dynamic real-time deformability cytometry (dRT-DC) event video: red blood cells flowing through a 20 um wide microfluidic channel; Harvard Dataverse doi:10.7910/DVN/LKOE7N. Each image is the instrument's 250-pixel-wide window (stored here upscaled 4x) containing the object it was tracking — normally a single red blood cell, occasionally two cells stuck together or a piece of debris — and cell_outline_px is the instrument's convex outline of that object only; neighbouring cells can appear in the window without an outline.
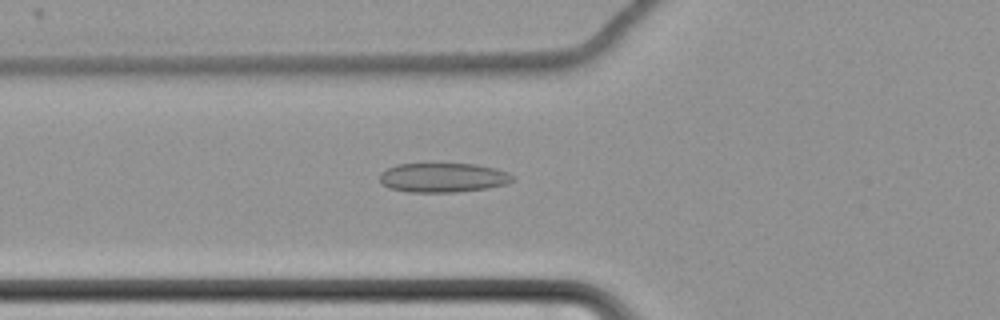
{"species": "common noctule bat (a hibernating species)", "species_latin": "Nyctalus noctula", "temperature_condition": "cold", "stored_images_in_passage": 24, "camera_frame_rate_fps": 3000, "um_per_image_px": 0.085, "animal": {"sex": "female", "body_mass_g": 22.7, "forearm_length_mm": 54.2}, "frame": {"image": 1, "passage_image": 3, "time_ms": 0.667, "image_size_px": [1000, 320], "cell_outline_px": [[516, 176], [512, 180], [504, 184], [488, 188], [456, 192], [408, 192], [388, 188], [380, 184], [380, 172], [396, 164], [476, 164], [496, 168], [508, 172]], "centroid_in_image_um": [37.63, 15.1], "position_along_channel_um": 88.2, "area_um2": 22.89}}